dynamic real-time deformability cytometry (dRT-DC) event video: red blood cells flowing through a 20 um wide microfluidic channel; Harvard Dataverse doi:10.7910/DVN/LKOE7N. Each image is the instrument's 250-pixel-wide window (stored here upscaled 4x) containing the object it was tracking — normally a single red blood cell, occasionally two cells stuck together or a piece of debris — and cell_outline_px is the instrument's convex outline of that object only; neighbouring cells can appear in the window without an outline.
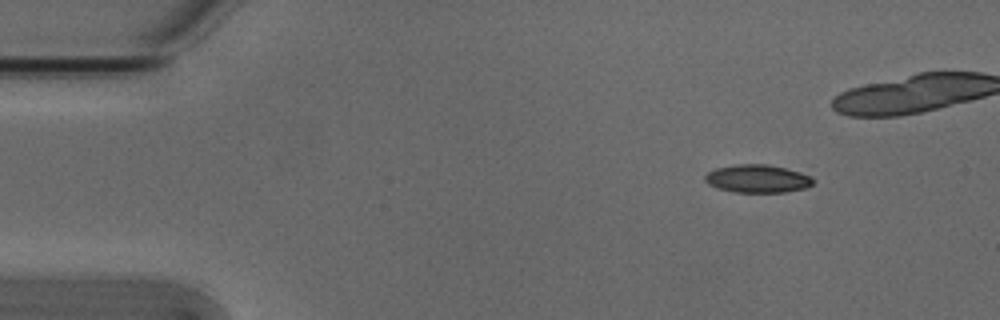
{"species": "Egyptian fruit bat (a non-hibernating species)", "species_latin": "Rousettus aegyptiacus", "temperature_condition": "cold", "stored_images_in_passage": 7, "camera_frame_rate_fps": 3000, "um_per_image_px": 0.085, "animal": {"sex": "male"}, "frame": {"image": 1, "passage_image": 1, "time_ms": 0.0, "image_size_px": [1000, 320], "cell_outline_px": [[812, 184], [804, 188], [784, 192], [732, 192], [716, 188], [708, 184], [704, 180], [704, 176], [708, 172], [716, 168], [736, 164], [768, 164], [800, 172], [812, 176]], "centroid_in_image_um": [64.34, 15.19], "position_along_channel_um": 20.7, "area_um2": 17.63}}
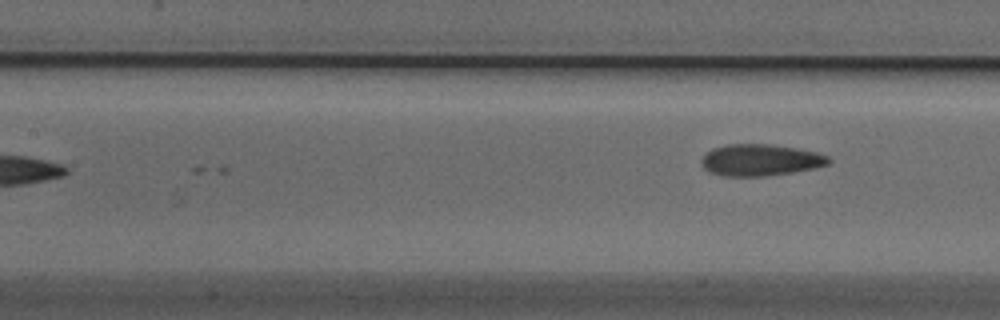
{"frame": {"image": 2, "passage_image": 7, "time_ms": 2.0, "image_size_px": [1000, 320], "cell_outline_px": [[832, 160], [828, 164], [816, 168], [792, 172], [764, 176], [724, 176], [708, 172], [700, 164], [700, 160], [712, 148], [728, 144], [772, 144], [796, 148], [816, 152], [828, 156]], "centroid_in_image_um": [64.62, 13.6], "position_along_channel_um": 142.8, "area_um2": 23.52}}